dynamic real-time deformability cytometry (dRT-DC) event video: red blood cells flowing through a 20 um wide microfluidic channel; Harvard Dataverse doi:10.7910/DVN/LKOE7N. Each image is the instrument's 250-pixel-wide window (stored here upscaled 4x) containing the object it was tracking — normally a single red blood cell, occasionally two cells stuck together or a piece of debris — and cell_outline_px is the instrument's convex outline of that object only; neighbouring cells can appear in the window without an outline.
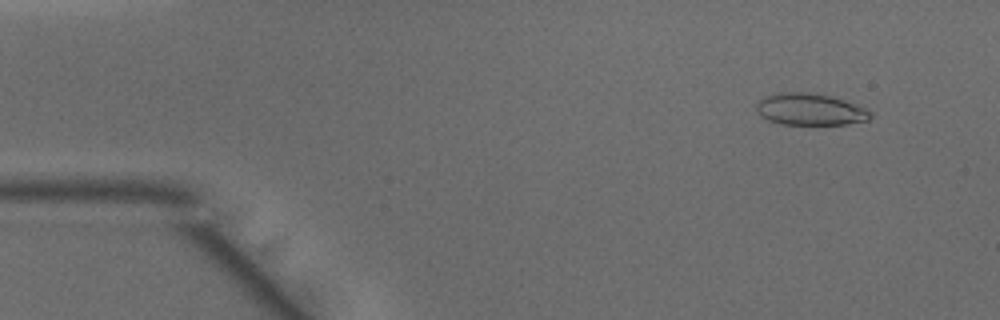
{"species": "common noctule bat (a hibernating species)", "species_latin": "Nyctalus noctula", "temperature_condition": "warm", "stored_images_in_passage": 47, "camera_frame_rate_fps": 3000, "um_per_image_px": 0.085, "animal": {"sex": "male", "body_mass_g": 15.6}, "frame": {"image": 1, "passage_image": 4, "time_ms": 1.0, "image_size_px": [1000, 320], "cell_outline_px": [[872, 116], [868, 120], [848, 124], [780, 124], [768, 120], [760, 116], [756, 112], [756, 104], [764, 96], [776, 92], [812, 92], [832, 96], [868, 108], [872, 112]], "centroid_in_image_um": [68.86, 9.28], "position_along_channel_um": 16.1, "area_um2": 21.5}}
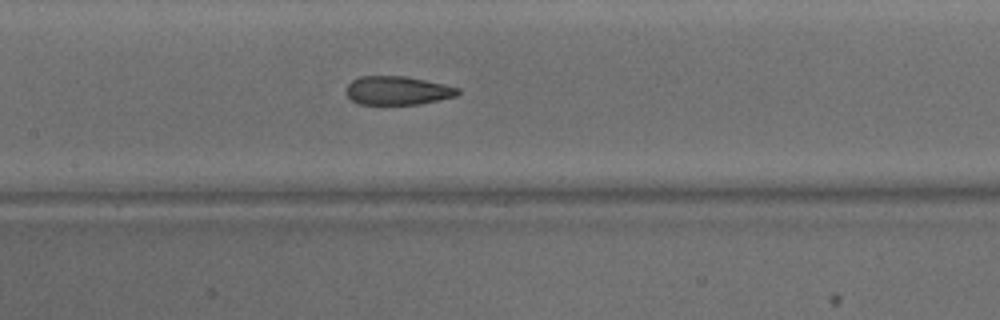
{"frame": {"image": 2, "passage_image": 22, "time_ms": 7.0, "image_size_px": [1000, 320], "cell_outline_px": [[460, 92], [456, 96], [420, 104], [380, 108], [360, 104], [352, 100], [348, 96], [348, 84], [352, 80], [360, 76], [404, 76], [444, 84], [460, 88]], "centroid_in_image_um": [33.77, 7.75], "position_along_channel_um": 173.6, "area_um2": 19.31}}
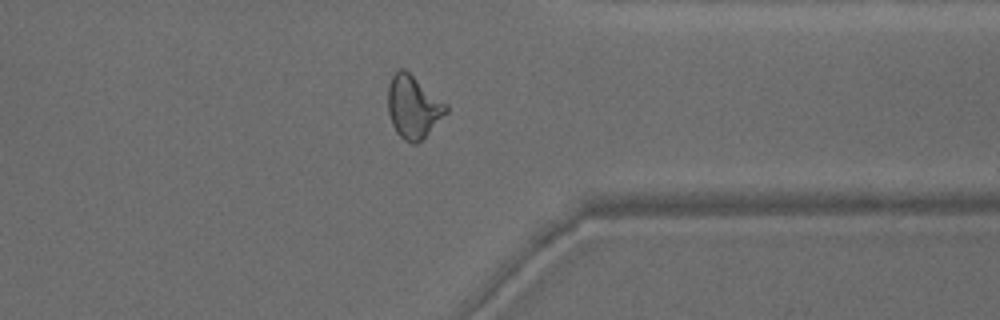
{"frame": {"image": 3, "passage_image": 37, "time_ms": 12.0, "image_size_px": [1000, 320], "cell_outline_px": [[448, 112], [416, 144], [412, 144], [404, 140], [396, 132], [392, 124], [388, 112], [388, 84], [392, 76], [400, 68], [404, 68], [448, 104]], "centroid_in_image_um": [35.12, 9.07], "position_along_channel_um": 376.3, "area_um2": 21.15}, "authors_computed_cell_mechanics": {"area_um2": 21.0392, "velocity_mm_per_s": 4.1809, "shape_relaxation_time_tau1_ms": 5.7213, "shape_relaxation_time_tau2_ms": 1.4399, "deformation_change_tau1": 0.1822, "deformation_change_tau2": 0.0984}}